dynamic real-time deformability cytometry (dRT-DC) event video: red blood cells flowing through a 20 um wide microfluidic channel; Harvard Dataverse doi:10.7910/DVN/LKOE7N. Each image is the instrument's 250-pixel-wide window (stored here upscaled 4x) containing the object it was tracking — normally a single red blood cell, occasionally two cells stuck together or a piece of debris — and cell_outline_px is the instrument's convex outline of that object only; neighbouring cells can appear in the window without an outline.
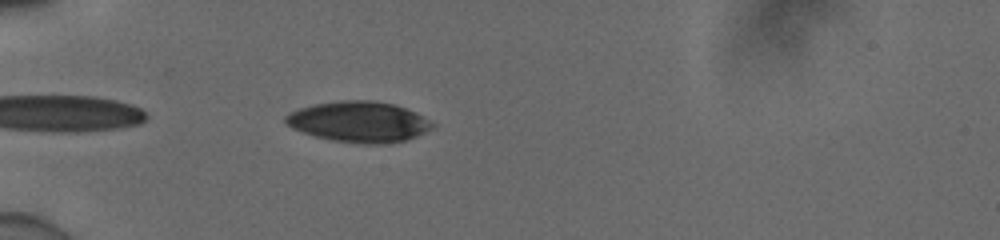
{"species": "human", "species_latin": "Homo sapiens", "temperature_condition": "cold", "stored_images_in_passage": 3, "camera_frame_rate_fps": 3000, "um_per_image_px": 0.085, "donor": {"sex": "male"}, "frame": {"image": 1, "passage_image": 1, "time_ms": 0.0, "image_size_px": [1000, 240], "cell_outline_px": [[436, 124], [432, 128], [416, 136], [404, 140], [384, 144], [364, 144], [332, 140], [316, 136], [292, 128], [284, 120], [284, 116], [300, 108], [316, 104], [340, 100], [372, 100], [392, 104], [416, 112]], "centroid_in_image_um": [30.53, 10.35], "position_along_channel_um": 54.5, "area_um2": 34.51}}
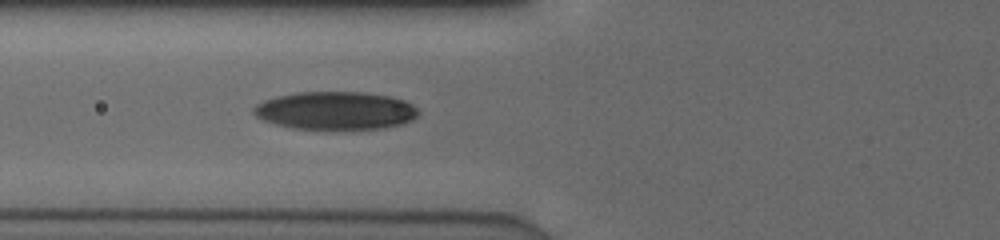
{"frame": {"image": 2, "passage_image": 3, "time_ms": 0.667, "image_size_px": [1000, 240], "cell_outline_px": [[420, 112], [412, 120], [400, 124], [384, 128], [296, 128], [276, 124], [264, 120], [256, 116], [252, 112], [252, 108], [256, 104], [264, 100], [276, 96], [296, 92], [364, 92], [388, 96], [404, 100], [412, 104]], "centroid_in_image_um": [28.5, 9.38], "position_along_channel_um": 97.3, "area_um2": 36.13}}